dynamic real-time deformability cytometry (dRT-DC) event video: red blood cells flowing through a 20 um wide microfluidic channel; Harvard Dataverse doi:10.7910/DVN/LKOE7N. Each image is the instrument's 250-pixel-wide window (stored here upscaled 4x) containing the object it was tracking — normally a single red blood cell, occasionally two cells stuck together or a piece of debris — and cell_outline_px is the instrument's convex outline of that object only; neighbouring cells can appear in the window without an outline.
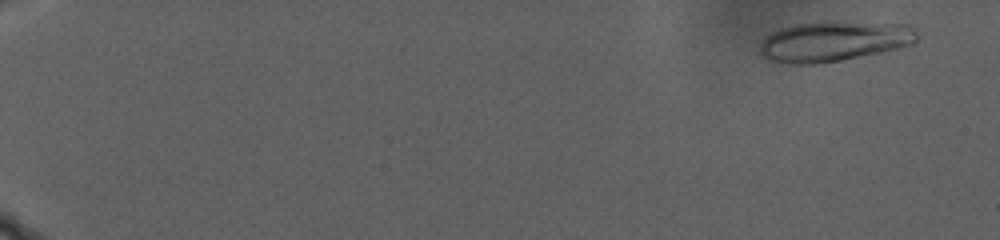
{"species": "human", "species_latin": "Homo sapiens", "temperature_condition": "warm", "stored_images_in_passage": 97, "camera_frame_rate_fps": 3000, "um_per_image_px": 0.085, "donor": {"sex": "male"}, "frame": {"image": 1, "passage_image": 7, "time_ms": 2.0, "image_size_px": [1000, 240], "cell_outline_px": [[916, 40], [912, 44], [880, 52], [840, 60], [816, 64], [788, 64], [768, 60], [760, 52], [760, 44], [772, 32], [780, 28], [796, 24], [828, 20], [836, 20], [908, 24], [916, 28]], "centroid_in_image_um": [70.9, 3.48], "position_along_channel_um": 14.1, "area_um2": 37.17}}
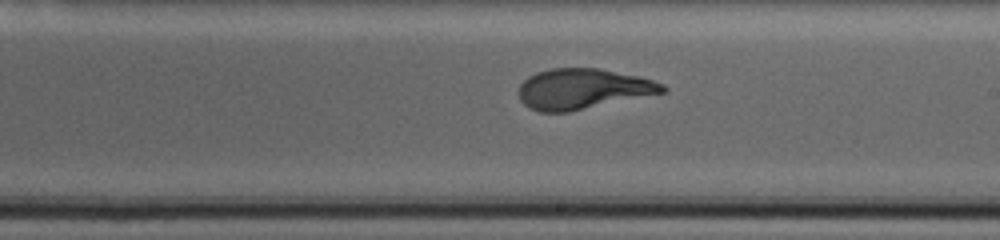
{"frame": {"image": 2, "passage_image": 70, "time_ms": 23.0, "image_size_px": [1000, 240], "cell_outline_px": [[668, 88], [664, 92], [568, 112], [540, 112], [528, 108], [520, 100], [516, 92], [520, 84], [528, 76], [536, 72], [552, 68], [600, 68], [636, 76], [652, 80], [664, 84]], "centroid_in_image_um": [49.47, 7.56], "position_along_channel_um": 239.5, "area_um2": 33.87}}
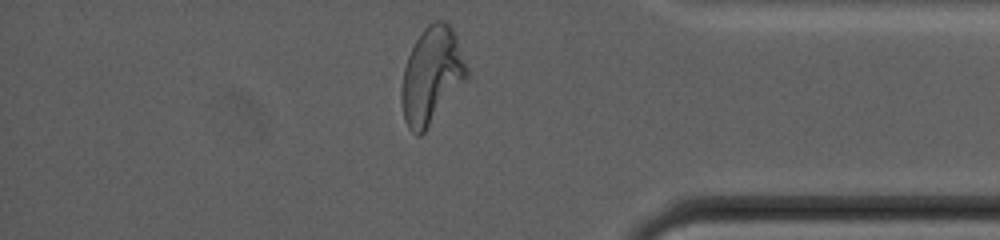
{"frame": {"image": 3, "passage_image": 95, "time_ms": 31.333, "image_size_px": [1000, 240], "cell_outline_px": [[468, 76], [424, 132], [420, 136], [416, 136], [408, 128], [404, 120], [400, 100], [400, 88], [404, 68], [408, 56], [416, 40], [424, 28], [428, 24], [436, 20], [444, 20], [452, 28], [456, 36], [468, 68]], "centroid_in_image_um": [36.66, 6.42], "position_along_channel_um": 398.5, "area_um2": 36.47}}